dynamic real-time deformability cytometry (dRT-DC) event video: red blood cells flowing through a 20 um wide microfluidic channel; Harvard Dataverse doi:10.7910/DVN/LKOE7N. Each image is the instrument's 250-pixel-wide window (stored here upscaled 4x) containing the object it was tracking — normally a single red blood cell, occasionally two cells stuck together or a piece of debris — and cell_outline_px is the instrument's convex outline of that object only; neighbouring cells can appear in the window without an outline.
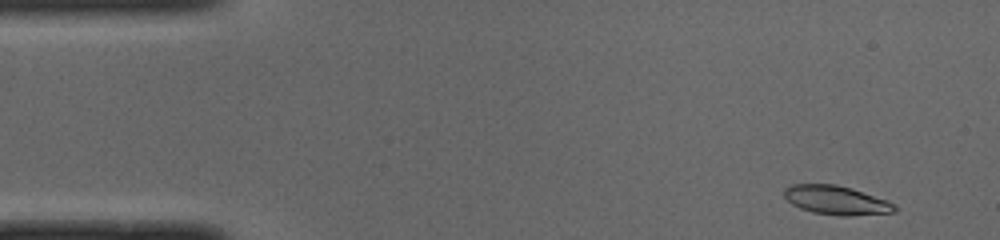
{"species": "common noctule bat (a hibernating species)", "species_latin": "Nyctalus noctula", "temperature_condition": "cold", "stored_images_in_passage": 48, "camera_frame_rate_fps": 3000, "um_per_image_px": 0.085, "animal": {"sex": "male", "body_mass_g": 19.0, "forearm_length_mm": 50.8}, "frame": {"image": 1, "passage_image": 2, "time_ms": 0.333, "image_size_px": [1000, 240], "cell_outline_px": [[896, 212], [848, 216], [840, 216], [812, 212], [800, 208], [792, 204], [784, 196], [784, 188], [792, 184], [836, 184], [852, 188], [888, 200], [896, 204]], "centroid_in_image_um": [71.1, 17.01], "position_along_channel_um": 13.9, "area_um2": 18.79}}
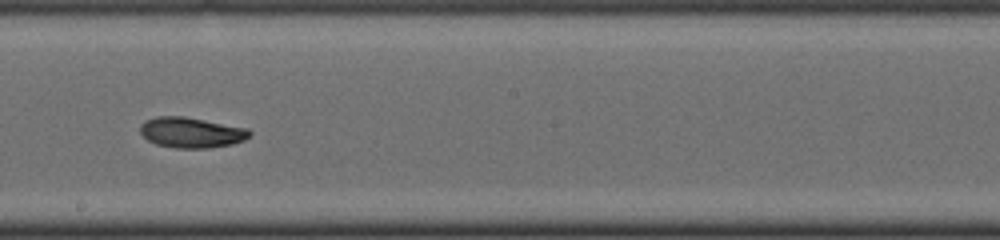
{"frame": {"image": 2, "passage_image": 26, "time_ms": 8.333, "image_size_px": [1000, 240], "cell_outline_px": [[252, 136], [244, 140], [232, 144], [208, 148], [176, 148], [156, 144], [148, 140], [140, 132], [140, 124], [144, 120], [156, 116], [184, 116], [248, 128], [252, 132]], "centroid_in_image_um": [16.27, 11.26], "position_along_channel_um": 231.9, "area_um2": 19.59}}
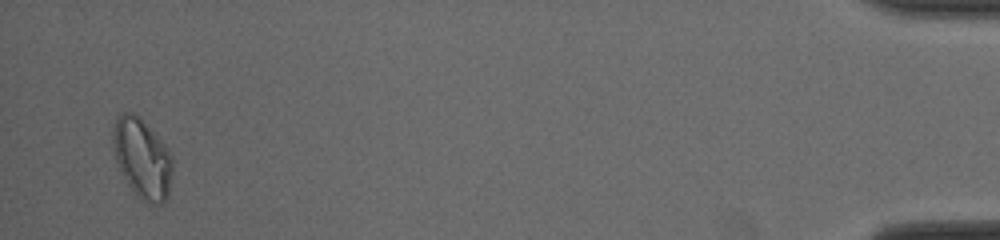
{"frame": {"image": 3, "passage_image": 47, "time_ms": 15.333, "image_size_px": [1000, 240], "cell_outline_px": [[172, 172], [168, 196], [160, 204], [148, 204], [136, 196], [132, 192], [120, 172], [112, 148], [112, 128], [120, 112], [132, 112], [164, 144], [172, 156]], "centroid_in_image_um": [12.05, 13.51], "position_along_channel_um": 423.1, "area_um2": 27.63}, "authors_computed_cell_mechanics": {"area_um2": 19.3919, "velocity_mm_per_s": 3.9706, "shape_relaxation_time_tau1_ms": 3.8899, "shape_relaxation_time_tau2_ms": 3.2718, "deformation_change_tau1": 0.1522, "deformation_change_tau2": 0.0778}}